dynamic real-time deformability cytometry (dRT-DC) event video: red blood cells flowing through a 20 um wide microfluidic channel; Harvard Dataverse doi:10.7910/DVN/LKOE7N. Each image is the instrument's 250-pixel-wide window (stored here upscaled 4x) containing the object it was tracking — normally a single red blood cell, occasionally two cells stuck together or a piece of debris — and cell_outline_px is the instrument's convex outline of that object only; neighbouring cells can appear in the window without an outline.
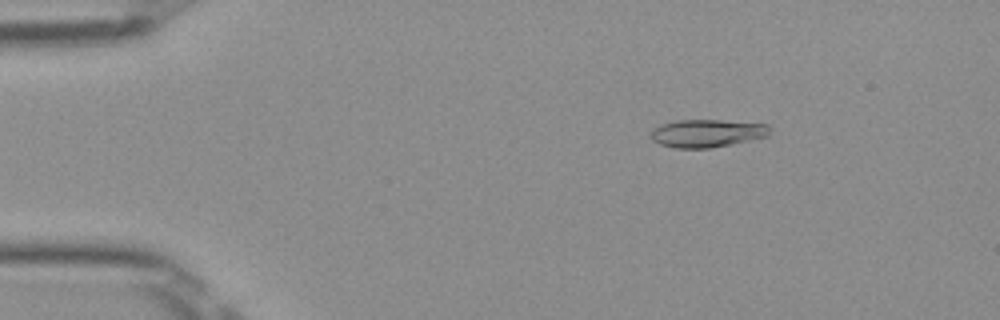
{"species": "Egyptian fruit bat (a non-hibernating species)", "species_latin": "Rousettus aegyptiacus", "temperature_condition": "room temperature", "stored_images_in_passage": 51, "camera_frame_rate_fps": 3000, "um_per_image_px": 0.085, "frame": {"image": 1, "passage_image": 8, "time_ms": 2.333, "image_size_px": [1000, 320], "cell_outline_px": [[768, 136], [712, 148], [676, 148], [660, 144], [652, 140], [652, 132], [656, 128], [664, 124], [676, 120], [720, 120], [768, 124]], "centroid_in_image_um": [60.11, 11.33], "position_along_channel_um": 24.9, "area_um2": 18.96}}
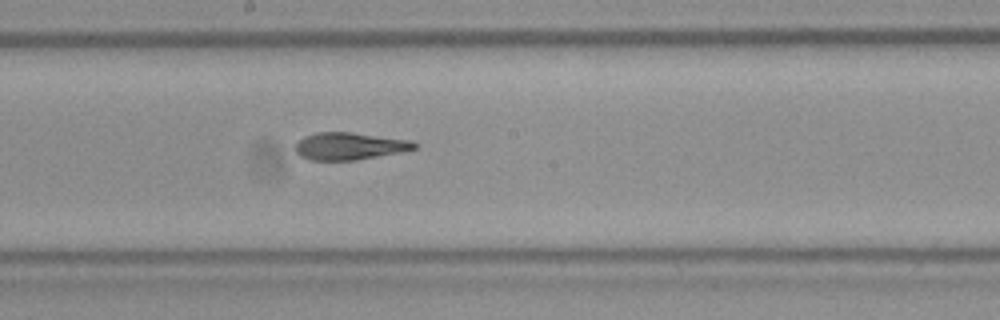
{"frame": {"image": 2, "passage_image": 28, "time_ms": 9.0, "image_size_px": [1000, 320], "cell_outline_px": [[420, 144], [416, 148], [400, 152], [356, 160], [308, 160], [300, 156], [296, 152], [296, 144], [304, 136], [316, 132], [352, 132], [412, 140]], "centroid_in_image_um": [29.73, 12.41], "position_along_channel_um": 218.5, "area_um2": 19.02}}
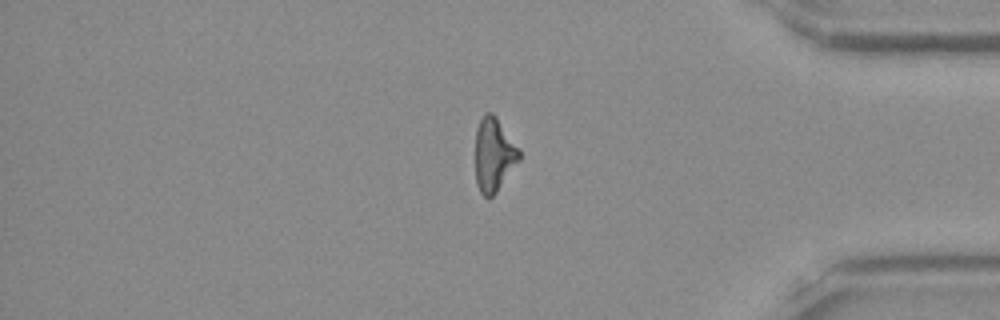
{"frame": {"image": 3, "passage_image": 43, "time_ms": 14.0, "image_size_px": [1000, 320], "cell_outline_px": [[520, 160], [496, 192], [488, 200], [480, 192], [476, 184], [476, 128], [484, 112], [492, 112], [496, 116], [520, 148]], "centroid_in_image_um": [41.98, 13.14], "position_along_channel_um": 393.2, "area_um2": 19.02}, "authors_computed_cell_mechanics": {"area_um2": 19.3052, "velocity_mm_per_s": 3.9889, "shape_relaxation_time_tau1_ms": 6.5201, "shape_relaxation_time_tau2_ms": 2.2823, "deformation_change_tau1": 0.2084, "deformation_change_tau2": 0.0879}}